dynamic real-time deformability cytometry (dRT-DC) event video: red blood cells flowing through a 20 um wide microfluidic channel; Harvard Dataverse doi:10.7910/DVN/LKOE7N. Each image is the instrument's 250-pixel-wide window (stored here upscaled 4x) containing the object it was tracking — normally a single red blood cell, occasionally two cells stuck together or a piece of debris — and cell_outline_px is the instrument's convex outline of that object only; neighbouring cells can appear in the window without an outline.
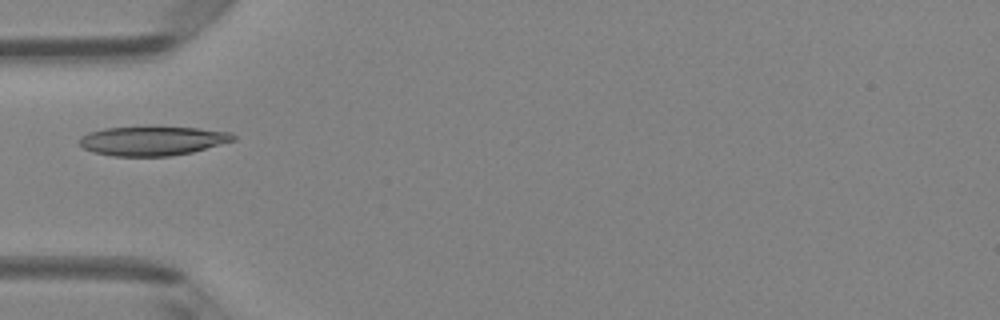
{"species": "Egyptian fruit bat (a non-hibernating species)", "species_latin": "Rousettus aegyptiacus", "temperature_condition": "room temperature", "stored_images_in_passage": 7, "camera_frame_rate_fps": 3000, "um_per_image_px": 0.085, "animal": {"sex": "female"}, "frame": {"image": 1, "passage_image": 5, "time_ms": 4.667, "image_size_px": [1000, 320], "cell_outline_px": [[236, 140], [192, 152], [168, 156], [112, 156], [92, 152], [84, 148], [80, 144], [80, 136], [88, 132], [104, 128], [152, 124], [200, 128], [232, 132], [236, 136]], "centroid_in_image_um": [12.97, 11.92], "position_along_channel_um": 72.0, "area_um2": 27.28}}
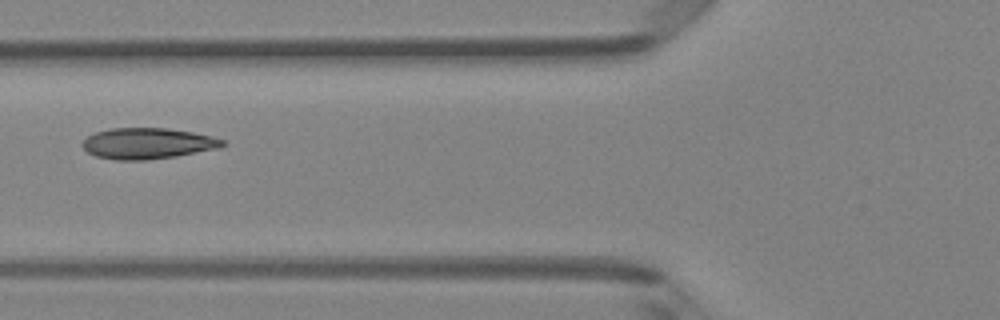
{"frame": {"image": 2, "passage_image": 6, "time_ms": 5.667, "image_size_px": [1000, 320], "cell_outline_px": [[228, 144], [220, 148], [176, 156], [148, 160], [116, 160], [96, 156], [88, 152], [80, 144], [88, 136], [96, 132], [112, 128], [164, 128], [192, 132], [212, 136], [224, 140]], "centroid_in_image_um": [12.57, 12.19], "position_along_channel_um": 113.2, "area_um2": 25.32}}
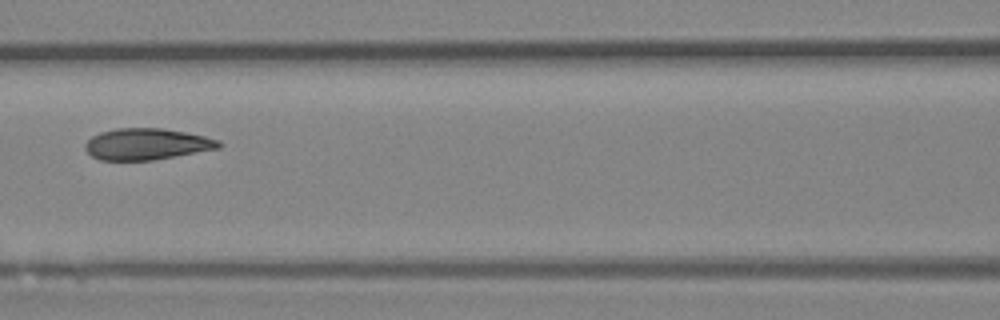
{"frame": {"image": 3, "passage_image": 7, "time_ms": 6.667, "image_size_px": [1000, 320], "cell_outline_px": [[224, 144], [220, 148], [152, 160], [100, 160], [92, 156], [84, 148], [84, 144], [92, 136], [100, 132], [116, 128], [160, 128], [184, 132], [204, 136], [220, 140]], "centroid_in_image_um": [12.47, 12.24], "position_along_channel_um": 154.1, "area_um2": 24.39}}